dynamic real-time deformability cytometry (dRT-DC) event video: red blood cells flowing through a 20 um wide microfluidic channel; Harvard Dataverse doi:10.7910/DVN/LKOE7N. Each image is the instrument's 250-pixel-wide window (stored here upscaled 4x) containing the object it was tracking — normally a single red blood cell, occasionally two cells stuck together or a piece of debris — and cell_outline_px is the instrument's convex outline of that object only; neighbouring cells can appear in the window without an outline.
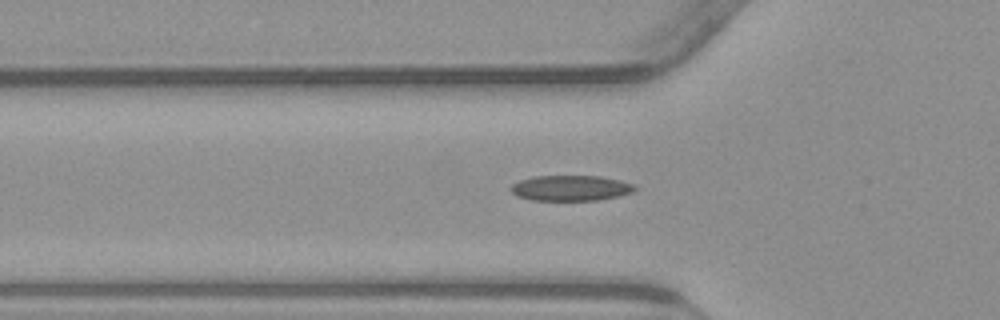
{"species": "common noctule bat (a hibernating species)", "species_latin": "Nyctalus noctula", "temperature_condition": "warm", "stored_images_in_passage": 50, "camera_frame_rate_fps": 3000, "um_per_image_px": 0.085, "animal": {"sex": "male", "body_mass_g": 23.1, "forearm_length_mm": 52.7}, "frame": {"image": 1, "passage_image": 17, "time_ms": 5.333, "image_size_px": [1000, 320], "cell_outline_px": [[636, 188], [632, 192], [620, 196], [600, 200], [532, 200], [516, 196], [508, 188], [512, 184], [520, 180], [532, 176], [600, 176], [620, 180], [636, 184]], "centroid_in_image_um": [48.51, 15.98], "position_along_channel_um": 77.3, "area_um2": 18.61}}
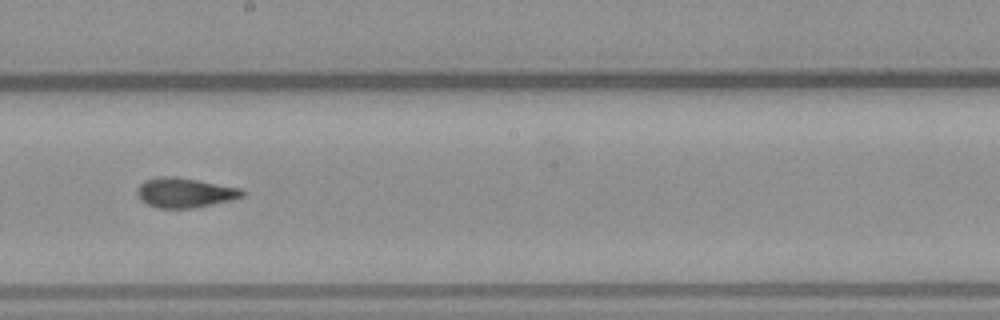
{"frame": {"image": 2, "passage_image": 29, "time_ms": 9.333, "image_size_px": [1000, 320], "cell_outline_px": [[244, 196], [228, 200], [192, 208], [156, 208], [148, 204], [136, 192], [140, 184], [144, 180], [156, 176], [176, 176], [240, 188], [244, 192]], "centroid_in_image_um": [15.67, 16.36], "position_along_channel_um": 232.5, "area_um2": 17.92}}
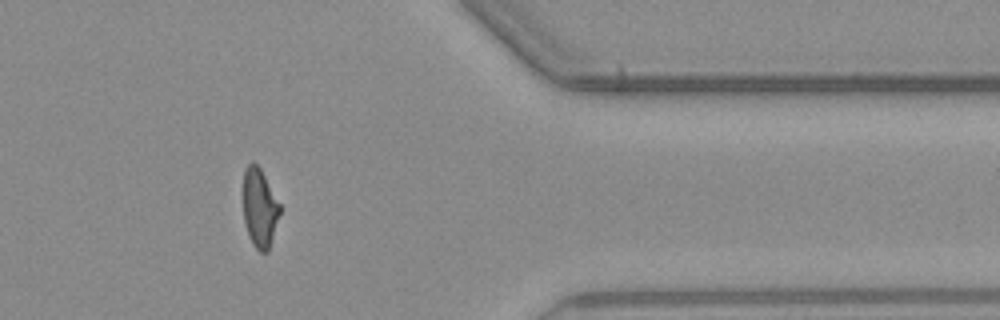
{"frame": {"image": 3, "passage_image": 43, "time_ms": 14.0, "image_size_px": [1000, 320], "cell_outline_px": [[280, 212], [268, 252], [260, 252], [252, 244], [248, 236], [244, 220], [244, 168], [252, 160], [260, 168], [280, 204]], "centroid_in_image_um": [22.06, 17.68], "position_along_channel_um": 389.3, "area_um2": 16.7}}